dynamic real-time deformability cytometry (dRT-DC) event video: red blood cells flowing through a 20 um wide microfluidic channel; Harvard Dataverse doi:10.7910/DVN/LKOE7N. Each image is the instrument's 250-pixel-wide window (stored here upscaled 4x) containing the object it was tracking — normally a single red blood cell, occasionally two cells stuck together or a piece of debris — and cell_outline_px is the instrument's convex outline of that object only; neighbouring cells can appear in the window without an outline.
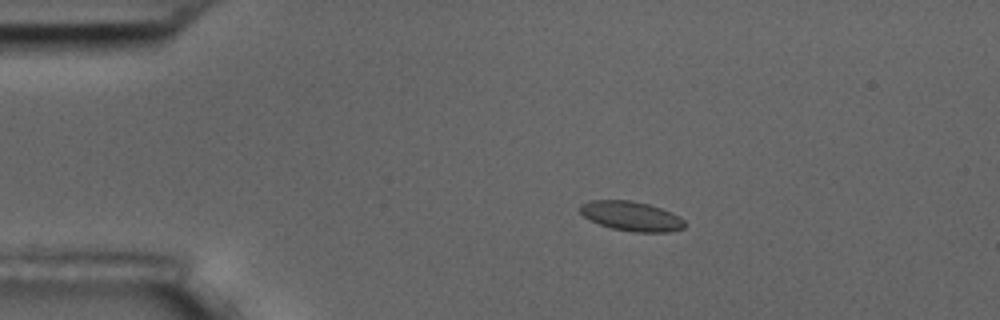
{"species": "common noctule bat (a hibernating species)", "species_latin": "Nyctalus noctula", "temperature_condition": "room temperature", "stored_images_in_passage": 7, "camera_frame_rate_fps": 3000, "um_per_image_px": 0.085, "animal": {"sex": "male", "body_mass_g": 17.5, "forearm_length_mm": 52.3}, "frame": {"image": 1, "passage_image": 4, "time_ms": 3.333, "image_size_px": [1000, 320], "cell_outline_px": [[684, 228], [672, 232], [632, 232], [612, 228], [600, 224], [584, 216], [580, 212], [580, 204], [592, 200], [632, 200], [648, 204], [672, 212], [680, 216], [684, 220]], "centroid_in_image_um": [53.69, 18.37], "position_along_channel_um": 31.3, "area_um2": 18.03}}
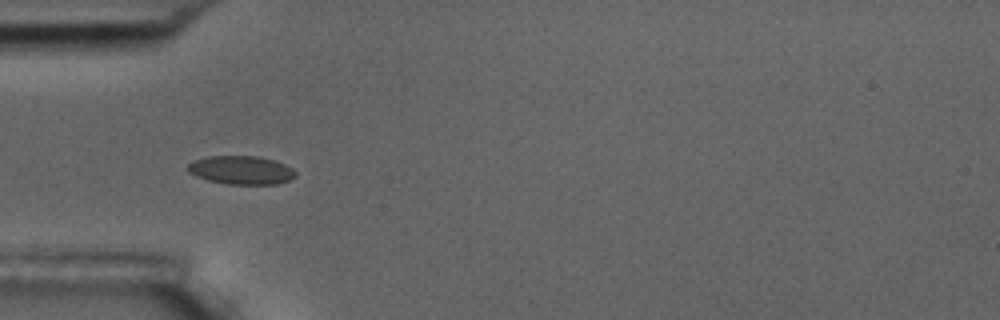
{"frame": {"image": 2, "passage_image": 6, "time_ms": 5.667, "image_size_px": [1000, 320], "cell_outline_px": [[296, 176], [288, 180], [276, 184], [224, 184], [208, 180], [196, 176], [188, 172], [184, 168], [188, 164], [196, 160], [208, 156], [256, 156], [276, 160], [292, 168], [296, 172]], "centroid_in_image_um": [20.48, 14.46], "position_along_channel_um": 64.5, "area_um2": 17.98}}